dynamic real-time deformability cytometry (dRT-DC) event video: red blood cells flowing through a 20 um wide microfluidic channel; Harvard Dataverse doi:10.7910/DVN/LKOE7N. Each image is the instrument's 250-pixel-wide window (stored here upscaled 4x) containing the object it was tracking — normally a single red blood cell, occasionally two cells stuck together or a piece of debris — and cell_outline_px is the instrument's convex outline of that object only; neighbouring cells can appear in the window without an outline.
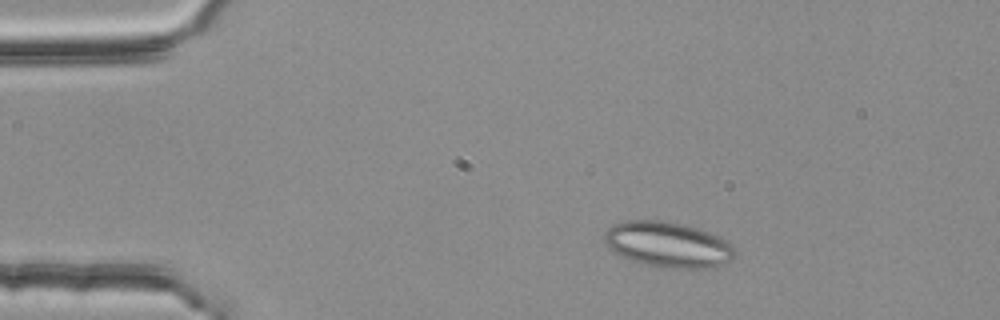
{"species": "common noctule bat (a hibernating species)", "species_latin": "Nyctalus noctula", "temperature_condition": "room temperature", "stored_images_in_passage": 2, "camera_frame_rate_fps": 3000, "um_per_image_px": 0.085, "animal": {"sex": "female", "body_mass_g": 25.1}, "frame": {"image": 1, "passage_image": 1, "time_ms": 0.0, "image_size_px": [1000, 320], "cell_outline_px": [[736, 252], [732, 260], [720, 264], [704, 268], [672, 268], [640, 264], [620, 256], [612, 252], [608, 248], [604, 240], [604, 232], [608, 228], [616, 224], [628, 220], [664, 220], [684, 224], [720, 236], [736, 248]], "centroid_in_image_um": [56.75, 20.78], "position_along_channel_um": 28.3, "area_um2": 34.8}}